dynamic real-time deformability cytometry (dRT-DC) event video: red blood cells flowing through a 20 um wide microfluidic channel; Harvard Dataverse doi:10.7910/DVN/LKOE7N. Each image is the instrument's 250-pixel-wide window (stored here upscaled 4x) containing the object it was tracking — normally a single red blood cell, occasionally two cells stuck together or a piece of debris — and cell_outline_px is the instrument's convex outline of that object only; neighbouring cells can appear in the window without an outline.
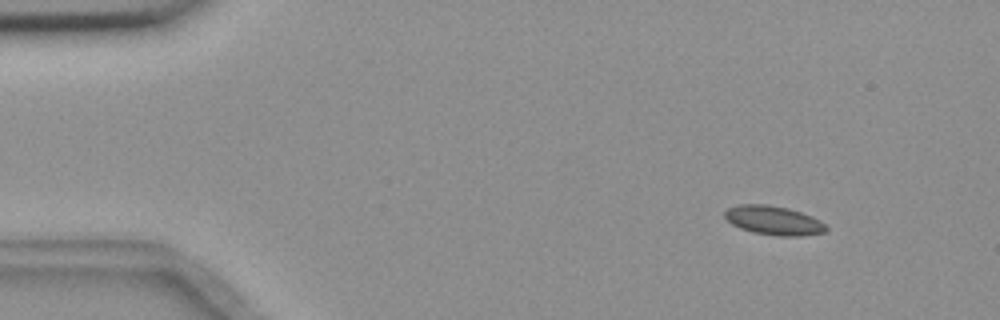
{"species": "common noctule bat (a hibernating species)", "species_latin": "Nyctalus noctula", "temperature_condition": "room temperature", "stored_images_in_passage": 50, "camera_frame_rate_fps": 3000, "um_per_image_px": 0.085, "animal": {"sex": "female", "body_mass_g": 18.4}, "frame": {"image": 1, "passage_image": 1, "time_ms": 0.0, "image_size_px": [1000, 320], "cell_outline_px": [[828, 228], [824, 232], [804, 236], [780, 236], [752, 232], [740, 228], [732, 224], [724, 216], [724, 212], [728, 208], [740, 204], [768, 204], [788, 208], [812, 216], [820, 220]], "centroid_in_image_um": [65.76, 18.73], "position_along_channel_um": 19.2, "area_um2": 17.17}}
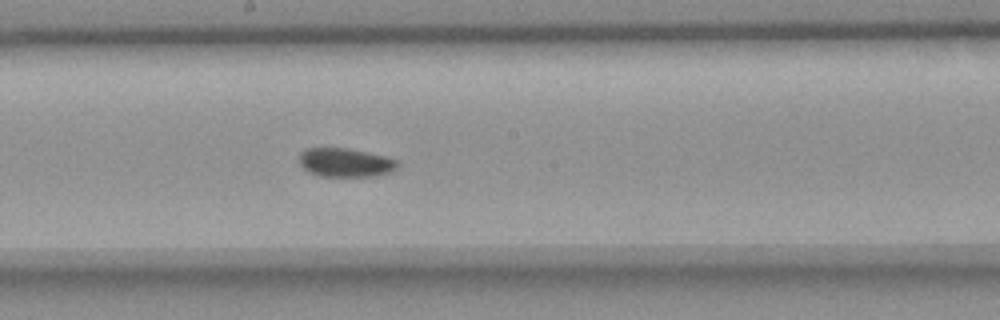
{"frame": {"image": 2, "passage_image": 25, "time_ms": 8.0, "image_size_px": [1000, 320], "cell_outline_px": [[400, 164], [392, 172], [376, 176], [320, 176], [308, 172], [300, 164], [300, 152], [304, 148], [348, 148], [388, 156], [400, 160]], "centroid_in_image_um": [29.42, 13.81], "position_along_channel_um": 218.8, "area_um2": 16.82}}
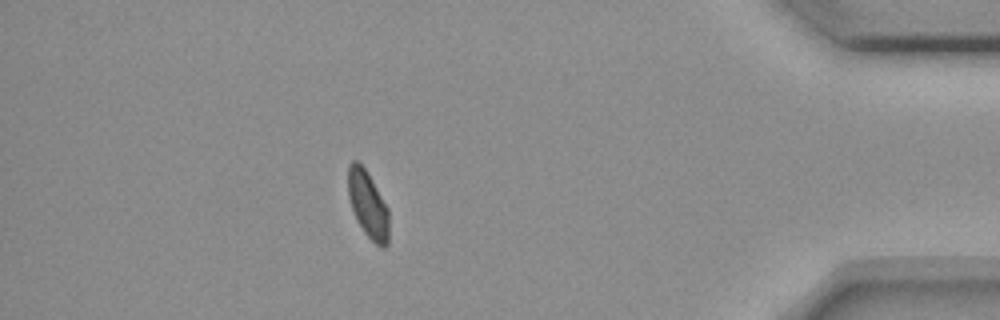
{"frame": {"image": 3, "passage_image": 44, "time_ms": 14.333, "image_size_px": [1000, 320], "cell_outline_px": [[388, 244], [384, 248], [380, 248], [364, 232], [356, 220], [348, 196], [348, 164], [352, 160], [356, 160], [364, 168], [372, 180], [388, 208]], "centroid_in_image_um": [31.26, 17.39], "position_along_channel_um": 403.9, "area_um2": 15.84}}